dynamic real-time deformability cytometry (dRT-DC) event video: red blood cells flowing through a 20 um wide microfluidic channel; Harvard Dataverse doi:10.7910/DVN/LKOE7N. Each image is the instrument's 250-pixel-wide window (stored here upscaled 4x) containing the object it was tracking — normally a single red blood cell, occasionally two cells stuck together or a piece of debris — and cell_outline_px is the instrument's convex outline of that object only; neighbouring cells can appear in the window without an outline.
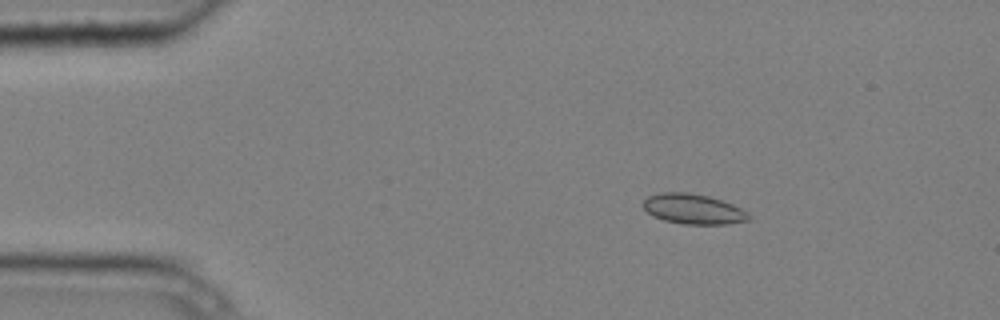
{"species": "common noctule bat (a hibernating species)", "species_latin": "Nyctalus noctula", "temperature_condition": "cold", "stored_images_in_passage": 4, "camera_frame_rate_fps": 3000, "um_per_image_px": 0.085, "animal": {"sex": "male", "body_mass_g": 20.4}, "frame": {"image": 1, "passage_image": 2, "time_ms": 0.333, "image_size_px": [1000, 320], "cell_outline_px": [[752, 216], [748, 220], [724, 224], [684, 224], [664, 220], [652, 216], [644, 208], [644, 200], [648, 196], [660, 192], [688, 192], [708, 196], [732, 204], [748, 212]], "centroid_in_image_um": [58.92, 17.76], "position_along_channel_um": 26.1, "area_um2": 18.44}}